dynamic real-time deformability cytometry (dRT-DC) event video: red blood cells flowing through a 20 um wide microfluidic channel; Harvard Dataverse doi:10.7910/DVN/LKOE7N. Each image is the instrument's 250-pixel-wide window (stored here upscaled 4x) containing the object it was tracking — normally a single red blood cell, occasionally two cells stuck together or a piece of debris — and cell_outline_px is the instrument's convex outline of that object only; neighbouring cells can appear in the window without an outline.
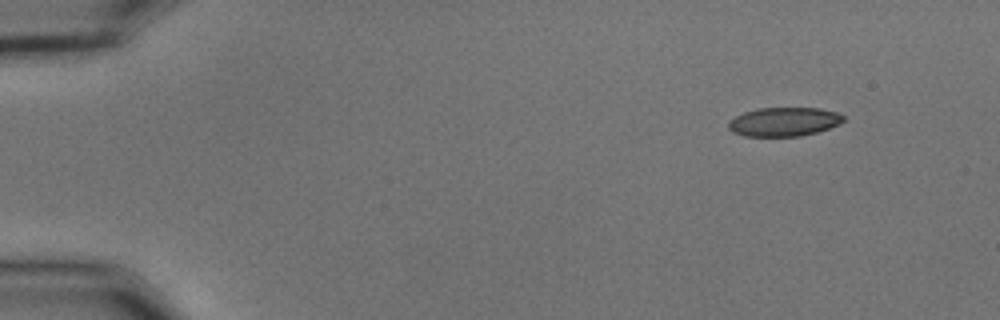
{"species": "common noctule bat (a hibernating species)", "species_latin": "Nyctalus noctula", "temperature_condition": "cold", "stored_images_in_passage": 10, "camera_frame_rate_fps": 3000, "um_per_image_px": 0.085, "animal": {"sex": "male", "body_mass_g": 15.6}, "frame": {"image": 1, "passage_image": 1, "time_ms": 0.0, "image_size_px": [1000, 320], "cell_outline_px": [[844, 120], [840, 124], [816, 132], [800, 136], [744, 136], [732, 132], [728, 128], [728, 124], [736, 116], [744, 112], [756, 108], [820, 108], [836, 112], [844, 116]], "centroid_in_image_um": [66.63, 10.35], "position_along_channel_um": 18.4, "area_um2": 19.31}}